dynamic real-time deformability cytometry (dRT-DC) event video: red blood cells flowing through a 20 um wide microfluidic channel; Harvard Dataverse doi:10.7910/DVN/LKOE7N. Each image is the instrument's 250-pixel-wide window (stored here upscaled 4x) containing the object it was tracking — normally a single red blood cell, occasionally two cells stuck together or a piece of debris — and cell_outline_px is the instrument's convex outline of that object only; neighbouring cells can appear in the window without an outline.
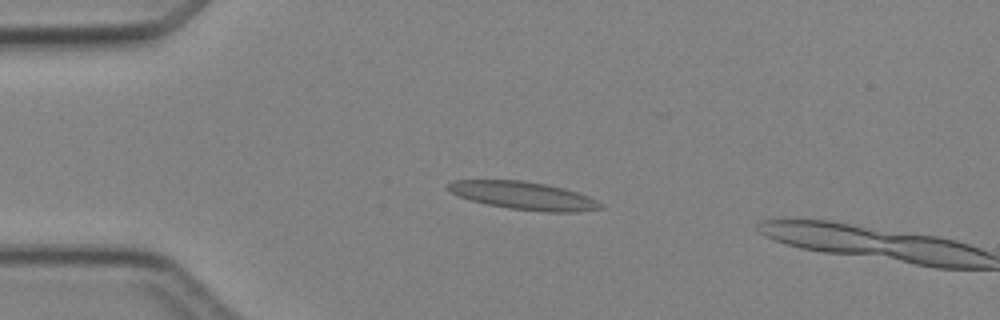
{"species": "Egyptian fruit bat (a non-hibernating species)", "species_latin": "Rousettus aegyptiacus", "temperature_condition": "cold", "stored_images_in_passage": 4, "camera_frame_rate_fps": 3000, "um_per_image_px": 0.085, "animal": {"sex": "female"}, "frame": {"image": 1, "passage_image": 3, "time_ms": 2.333, "image_size_px": [1000, 320], "cell_outline_px": [[604, 208], [576, 212], [544, 212], [508, 208], [488, 204], [472, 200], [460, 196], [452, 192], [448, 188], [448, 184], [452, 180], [520, 180], [544, 184], [564, 188], [588, 196], [604, 204]], "centroid_in_image_um": [44.55, 16.63], "position_along_channel_um": 40.4, "area_um2": 24.57}}